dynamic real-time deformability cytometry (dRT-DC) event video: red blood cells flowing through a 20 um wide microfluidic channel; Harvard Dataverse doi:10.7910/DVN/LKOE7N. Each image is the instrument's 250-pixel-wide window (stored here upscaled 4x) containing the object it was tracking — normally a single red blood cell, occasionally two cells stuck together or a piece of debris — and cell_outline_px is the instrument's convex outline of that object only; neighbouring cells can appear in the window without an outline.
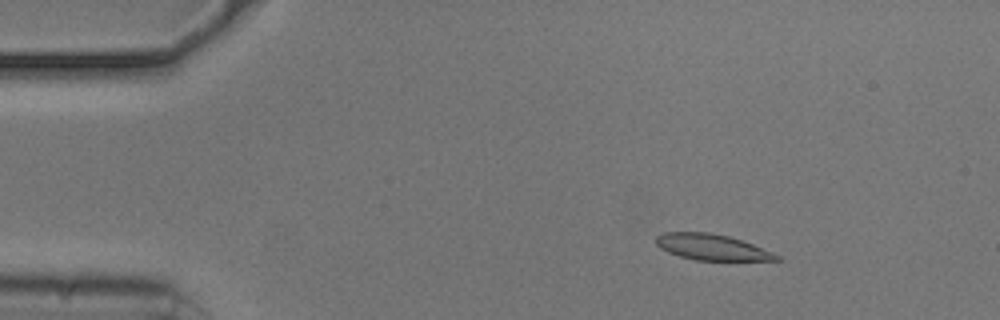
{"species": "common noctule bat (a hibernating species)", "species_latin": "Nyctalus noctula", "temperature_condition": "cold", "stored_images_in_passage": 12, "camera_frame_rate_fps": 3000, "um_per_image_px": 0.085, "animal": {"sex": "male", "body_mass_g": 20.5, "forearm_length_mm": 52.5}, "frame": {"image": 1, "passage_image": 8, "time_ms": 2.333, "image_size_px": [1000, 320], "cell_outline_px": [[784, 260], [696, 260], [680, 256], [668, 252], [660, 248], [656, 244], [656, 236], [664, 232], [708, 232], [728, 236], [752, 244], [772, 252], [780, 256]], "centroid_in_image_um": [60.49, 21.0], "position_along_channel_um": 24.5, "area_um2": 18.03}}